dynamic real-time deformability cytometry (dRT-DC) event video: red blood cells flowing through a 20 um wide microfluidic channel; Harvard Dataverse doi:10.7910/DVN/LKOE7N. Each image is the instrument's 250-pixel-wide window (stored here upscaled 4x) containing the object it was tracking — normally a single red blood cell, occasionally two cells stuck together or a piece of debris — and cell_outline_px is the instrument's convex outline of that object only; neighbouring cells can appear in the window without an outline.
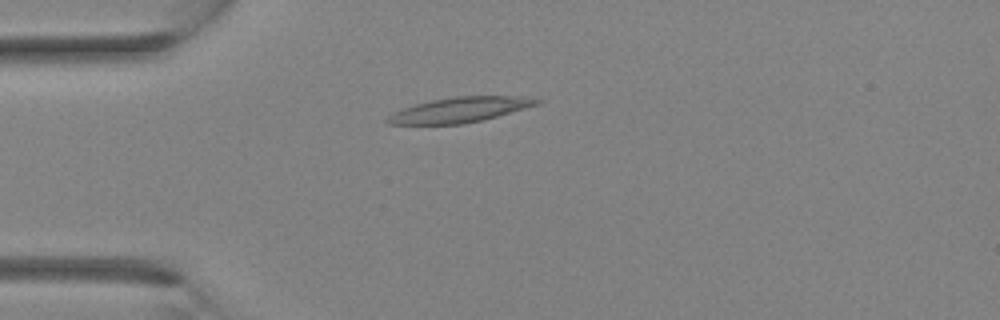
{"species": "Egyptian fruit bat (a non-hibernating species)", "species_latin": "Rousettus aegyptiacus", "temperature_condition": "room temperature", "stored_images_in_passage": 3, "camera_frame_rate_fps": 3000, "um_per_image_px": 0.085, "animal": {"sex": "female"}, "frame": {"image": 1, "passage_image": 3, "time_ms": 0.667, "image_size_px": [1000, 320], "cell_outline_px": [[544, 100], [540, 104], [484, 120], [464, 124], [388, 124], [384, 120], [388, 116], [404, 108], [416, 104], [432, 100], [456, 96], [516, 96]], "centroid_in_image_um": [39.13, 9.34], "position_along_channel_um": 45.9, "area_um2": 21.73}}